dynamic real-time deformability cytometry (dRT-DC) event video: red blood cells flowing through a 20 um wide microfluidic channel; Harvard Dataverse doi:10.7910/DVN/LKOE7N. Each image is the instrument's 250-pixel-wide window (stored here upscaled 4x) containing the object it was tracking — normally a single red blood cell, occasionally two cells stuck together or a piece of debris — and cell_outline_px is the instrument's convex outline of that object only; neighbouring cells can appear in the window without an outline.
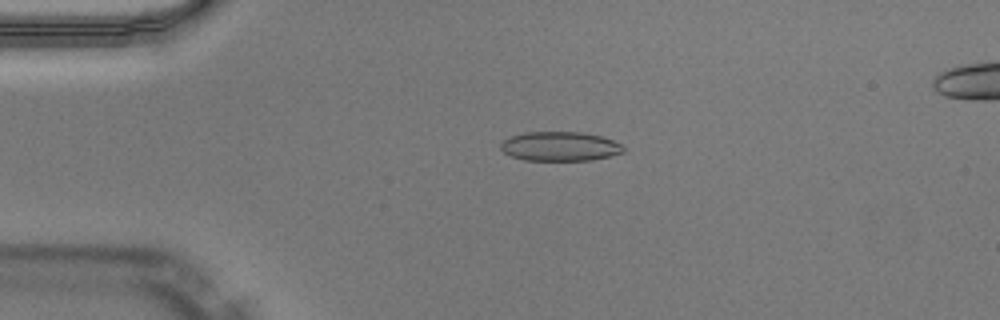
{"species": "Egyptian fruit bat (a non-hibernating species)", "species_latin": "Rousettus aegyptiacus", "temperature_condition": "warm", "stored_images_in_passage": 44, "camera_frame_rate_fps": 3000, "um_per_image_px": 0.085, "animal": {"sex": "male"}, "frame": {"image": 1, "passage_image": 6, "time_ms": 1.667, "image_size_px": [1000, 320], "cell_outline_px": [[624, 152], [592, 160], [524, 160], [512, 156], [504, 152], [500, 148], [500, 144], [504, 140], [512, 136], [524, 132], [580, 132], [600, 136], [612, 140], [620, 144], [624, 148]], "centroid_in_image_um": [47.58, 12.44], "position_along_channel_um": 37.4, "area_um2": 20.75}}
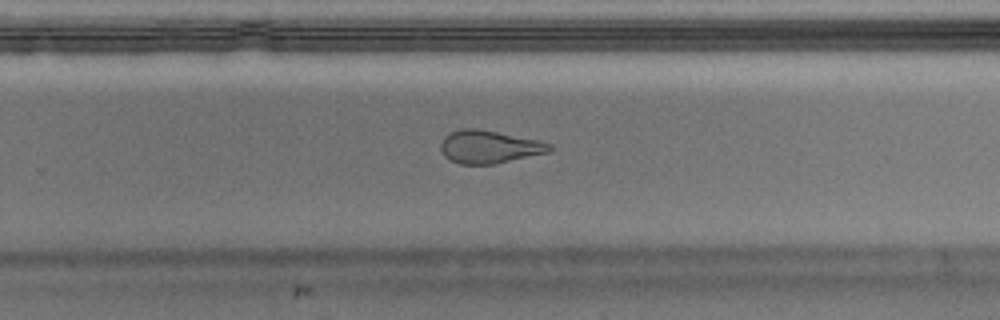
{"frame": {"image": 2, "passage_image": 27, "time_ms": 8.667, "image_size_px": [1000, 320], "cell_outline_px": [[552, 148], [548, 152], [496, 164], [460, 164], [444, 156], [440, 148], [440, 144], [444, 136], [452, 132], [464, 128], [476, 128], [536, 140], [552, 144]], "centroid_in_image_um": [41.55, 12.49], "position_along_channel_um": 288.2, "area_um2": 20.58}}
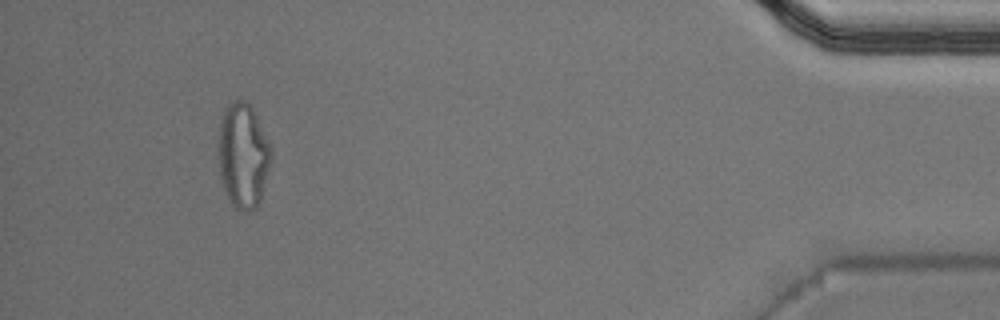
{"frame": {"image": 3, "passage_image": 41, "time_ms": 13.333, "image_size_px": [1000, 320], "cell_outline_px": [[272, 160], [260, 200], [256, 208], [248, 212], [244, 212], [236, 208], [232, 204], [220, 180], [216, 156], [216, 144], [220, 120], [228, 104], [236, 100], [248, 100], [272, 148]], "centroid_in_image_um": [20.63, 13.22], "position_along_channel_um": 414.6, "area_um2": 33.0}, "authors_computed_cell_mechanics": {"area_um2": 21.7039, "velocity_mm_per_s": 4.0699, "shape_relaxation_time_tau1_ms": 9.6735, "shape_relaxation_time_tau2_ms": 1.0659, "deformation_change_tau1": 0.2535, "deformation_change_tau2": 0.0746}}